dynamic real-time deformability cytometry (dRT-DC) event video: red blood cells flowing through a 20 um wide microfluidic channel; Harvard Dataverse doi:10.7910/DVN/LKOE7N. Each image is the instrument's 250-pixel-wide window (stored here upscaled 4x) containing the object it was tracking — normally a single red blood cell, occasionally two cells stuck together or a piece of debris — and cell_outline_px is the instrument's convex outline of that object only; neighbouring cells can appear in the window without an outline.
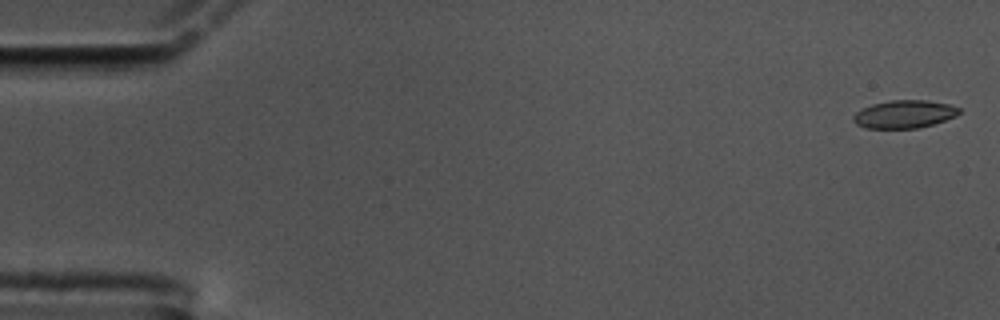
{"species": "common noctule bat (a hibernating species)", "species_latin": "Nyctalus noctula", "temperature_condition": "cold", "stored_images_in_passage": 59, "camera_frame_rate_fps": 3000, "um_per_image_px": 0.085, "animal": {"sex": "male", "body_mass_g": 17.5, "forearm_length_mm": 52.3}, "frame": {"image": 1, "passage_image": 2, "time_ms": 0.333, "image_size_px": [1000, 320], "cell_outline_px": [[960, 112], [956, 116], [920, 128], [864, 128], [856, 124], [852, 120], [852, 116], [860, 108], [872, 104], [892, 100], [928, 100], [948, 104], [960, 108]], "centroid_in_image_um": [76.83, 9.7], "position_along_channel_um": 8.2, "area_um2": 17.28}}
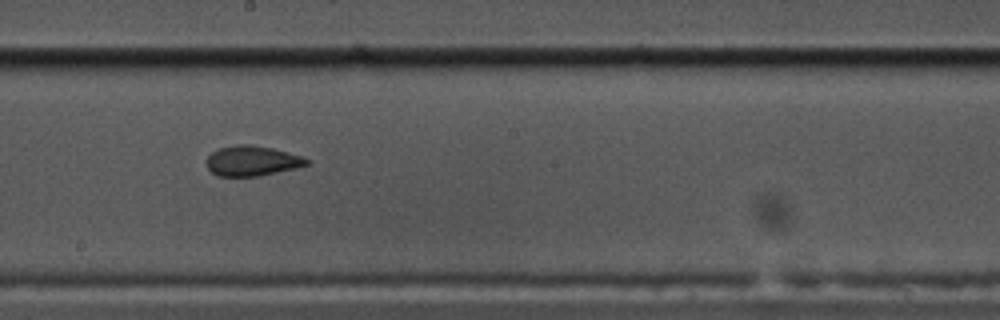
{"frame": {"image": 2, "passage_image": 33, "time_ms": 10.667, "image_size_px": [1000, 320], "cell_outline_px": [[308, 164], [296, 168], [260, 176], [216, 176], [208, 168], [208, 156], [212, 152], [220, 148], [236, 144], [252, 144], [272, 148], [304, 156], [308, 160]], "centroid_in_image_um": [21.44, 13.67], "position_along_channel_um": 226.8, "area_um2": 17.57}}
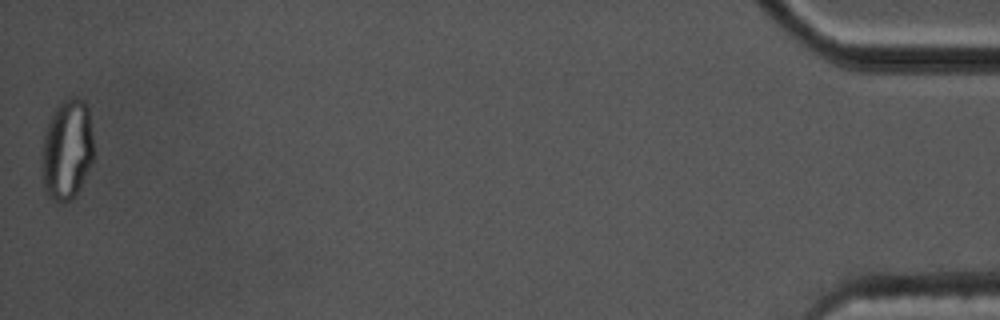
{"frame": {"image": 3, "passage_image": 59, "time_ms": 19.333, "image_size_px": [1000, 320], "cell_outline_px": [[92, 160], [76, 192], [68, 200], [60, 204], [52, 200], [44, 192], [44, 136], [48, 124], [56, 108], [64, 100], [72, 96], [76, 96], [84, 100], [88, 108], [92, 136]], "centroid_in_image_um": [5.71, 12.69], "position_along_channel_um": 429.5, "area_um2": 29.25}, "authors_computed_cell_mechanics": {"area_um2": 18.0914, "velocity_mm_per_s": 3.4377, "shape_relaxation_time_tau1_ms": null, "shape_relaxation_time_tau2_ms": 1.7038, "deformation_change_tau1": null, "deformation_change_tau2": 0.0615}}